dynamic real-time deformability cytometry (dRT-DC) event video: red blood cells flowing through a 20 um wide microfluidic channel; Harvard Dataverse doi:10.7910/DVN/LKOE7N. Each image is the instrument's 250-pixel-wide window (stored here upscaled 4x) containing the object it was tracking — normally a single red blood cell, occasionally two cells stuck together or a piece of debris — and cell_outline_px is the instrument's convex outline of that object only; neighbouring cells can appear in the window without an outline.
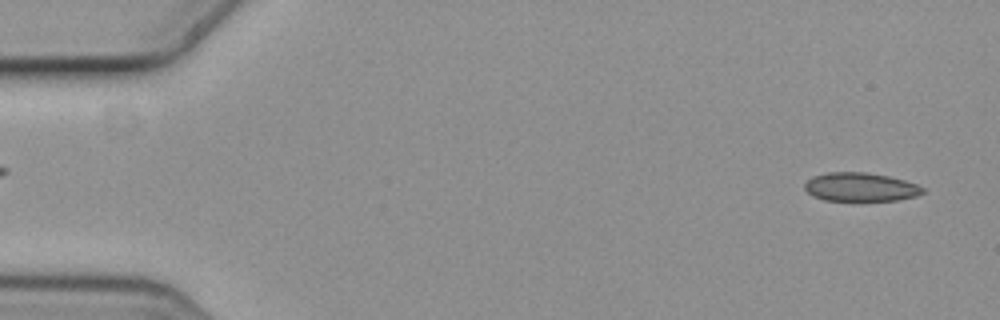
{"species": "common noctule bat (a hibernating species)", "species_latin": "Nyctalus noctula", "temperature_condition": "cold", "stored_images_in_passage": 2, "camera_frame_rate_fps": 3000, "um_per_image_px": 0.085, "animal": {"sex": "female", "body_mass_g": 19.3, "forearm_length_mm": 54.1}, "frame": {"image": 1, "passage_image": 2, "time_ms": 0.333, "image_size_px": [1000, 320], "cell_outline_px": [[924, 192], [916, 196], [896, 200], [824, 200], [812, 196], [804, 188], [804, 184], [812, 176], [828, 172], [864, 172], [888, 176], [904, 180], [916, 184], [924, 188]], "centroid_in_image_um": [73.11, 15.89], "position_along_channel_um": 11.9, "area_um2": 19.59}}